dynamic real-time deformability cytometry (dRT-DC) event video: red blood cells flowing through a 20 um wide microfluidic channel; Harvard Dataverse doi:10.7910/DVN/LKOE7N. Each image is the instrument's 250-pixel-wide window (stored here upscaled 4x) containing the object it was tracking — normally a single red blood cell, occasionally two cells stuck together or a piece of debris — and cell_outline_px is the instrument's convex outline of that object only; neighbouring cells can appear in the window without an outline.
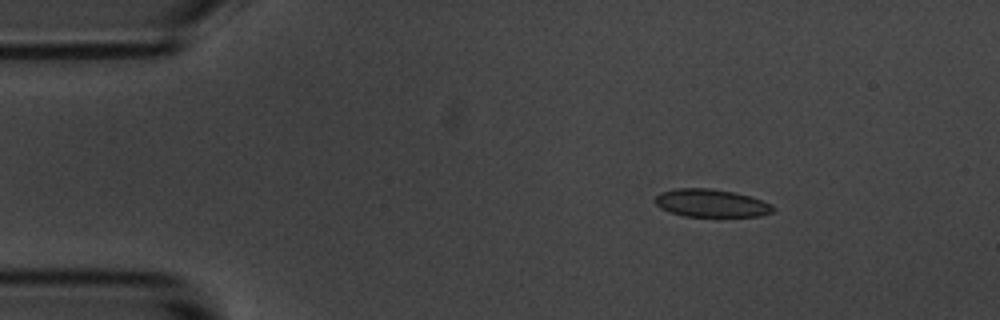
{"species": "common noctule bat (a hibernating species)", "species_latin": "Nyctalus noctula", "temperature_condition": "room temperature", "stored_images_in_passage": 5, "camera_frame_rate_fps": 3000, "um_per_image_px": 0.085, "animal": {"sex": "male", "body_mass_g": 20.1, "forearm_length_mm": 53.5}, "frame": {"image": 1, "passage_image": 2, "time_ms": 2.0, "image_size_px": [1000, 320], "cell_outline_px": [[776, 208], [772, 212], [760, 216], [684, 216], [660, 208], [656, 204], [656, 196], [660, 192], [676, 188], [708, 188], [732, 192], [752, 196], [772, 204]], "centroid_in_image_um": [60.48, 17.26], "position_along_channel_um": 24.5, "area_um2": 19.07}}
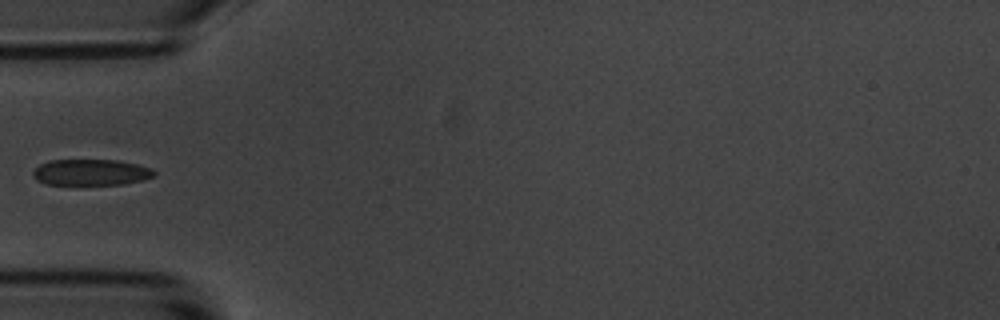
{"frame": {"image": 2, "passage_image": 5, "time_ms": 5.333, "image_size_px": [1000, 320], "cell_outline_px": [[156, 176], [144, 180], [124, 184], [80, 188], [48, 184], [36, 180], [32, 176], [32, 172], [40, 164], [48, 160], [116, 160], [136, 164], [152, 168], [156, 172]], "centroid_in_image_um": [7.72, 14.7], "position_along_channel_um": 77.3, "area_um2": 19.59}}